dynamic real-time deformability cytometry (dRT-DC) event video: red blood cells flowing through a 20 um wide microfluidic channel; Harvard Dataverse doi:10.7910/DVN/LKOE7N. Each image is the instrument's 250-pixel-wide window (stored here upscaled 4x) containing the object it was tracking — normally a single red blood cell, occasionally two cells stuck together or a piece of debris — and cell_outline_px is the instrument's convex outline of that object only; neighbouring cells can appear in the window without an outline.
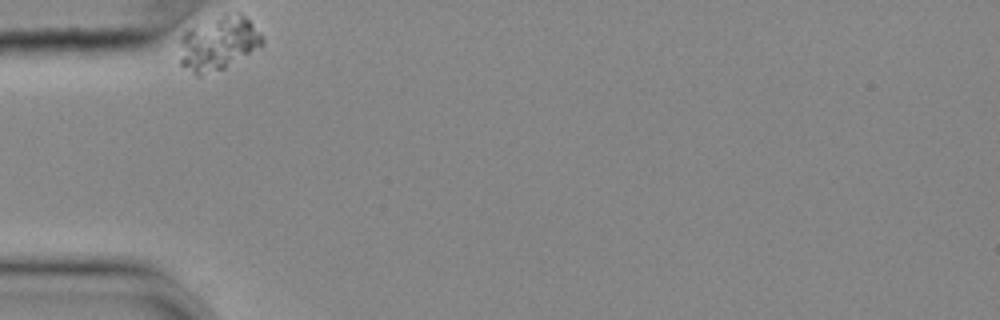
{"species": "common noctule bat (a hibernating species)", "species_latin": "Nyctalus noctula", "temperature_condition": "cold", "stored_images_in_passage": 33, "camera_frame_rate_fps": 3000, "um_per_image_px": 0.085, "animal": {"sex": "female", "body_mass_g": 25.1}, "frame": {"image": 1, "passage_image": 1, "time_ms": 0.0, "image_size_px": [1000, 320], "cell_outline_px": [[264, 44], [260, 48], [224, 68], [200, 76], [196, 76], [180, 64], [180, 36], [188, 28], [224, 12], [240, 12], [252, 24], [264, 40]], "centroid_in_image_um": [18.54, 3.66], "position_along_channel_um": 66.5, "area_um2": 26.41}}
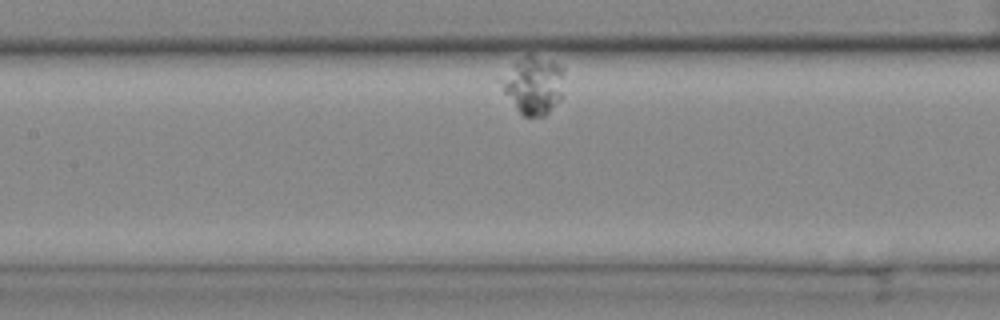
{"frame": {"image": 2, "passage_image": 12, "time_ms": 3.667, "image_size_px": [1000, 320], "cell_outline_px": [[564, 72], [560, 100], [544, 116], [524, 116], [516, 108], [504, 92], [504, 76], [512, 64], [516, 60], [528, 52], [552, 60], [560, 64], [564, 68]], "centroid_in_image_um": [45.4, 7.18], "position_along_channel_um": 162.0, "area_um2": 20.98}}
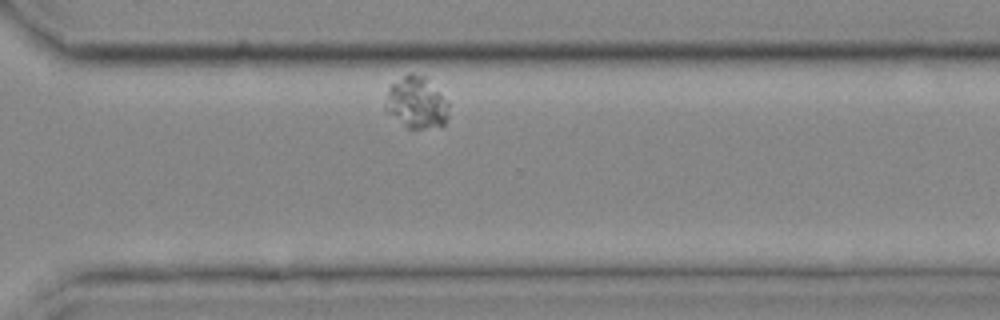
{"frame": {"image": 3, "passage_image": 29, "time_ms": 9.333, "image_size_px": [1000, 320], "cell_outline_px": [[448, 116], [444, 124], [420, 128], [408, 128], [388, 112], [388, 88], [396, 56], [420, 56], [448, 104]], "centroid_in_image_um": [35.31, 8.06], "position_along_channel_um": 335.3, "area_um2": 23.7}}